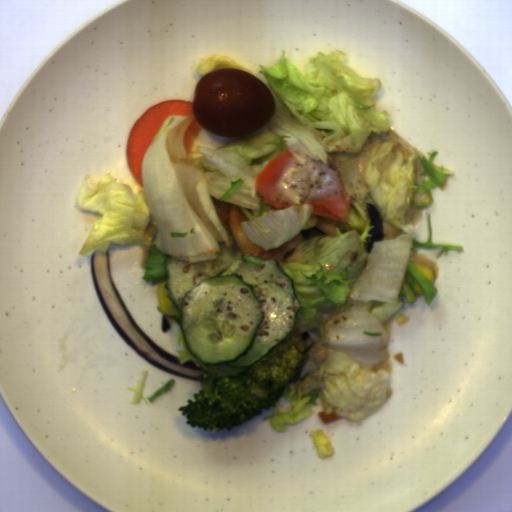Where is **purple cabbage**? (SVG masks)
Here are the masks:
<instances>
[{"mask_svg":"<svg viewBox=\"0 0 512 512\" xmlns=\"http://www.w3.org/2000/svg\"><path fill=\"white\" fill-rule=\"evenodd\" d=\"M89 267L100 303L120 336L144 360L161 370L180 377L197 379L204 368L197 367L195 361L179 363L178 360L147 335L122 300L113 279L109 254L93 250Z\"/></svg>","mask_w":512,"mask_h":512,"instance_id":"c1f60e8f","label":"purple cabbage"},{"mask_svg":"<svg viewBox=\"0 0 512 512\" xmlns=\"http://www.w3.org/2000/svg\"><path fill=\"white\" fill-rule=\"evenodd\" d=\"M372 229L368 232L365 240V254L371 253L372 247L377 241H385L384 217L374 204L366 203L365 205Z\"/></svg>","mask_w":512,"mask_h":512,"instance_id":"ea28d5fd","label":"purple cabbage"}]
</instances>
